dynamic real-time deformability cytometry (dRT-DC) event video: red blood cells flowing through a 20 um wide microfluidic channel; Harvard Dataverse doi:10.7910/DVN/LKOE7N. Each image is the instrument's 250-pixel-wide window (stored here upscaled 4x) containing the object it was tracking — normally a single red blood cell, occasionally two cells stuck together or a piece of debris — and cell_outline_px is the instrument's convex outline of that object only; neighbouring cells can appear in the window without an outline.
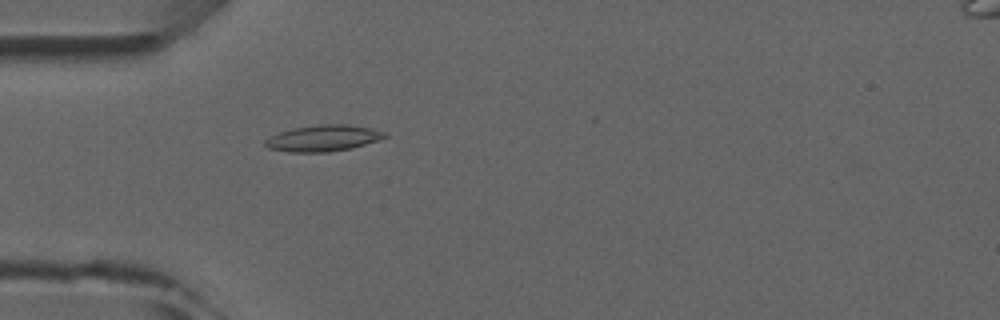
{"species": "common noctule bat (a hibernating species)", "species_latin": "Nyctalus noctula", "temperature_condition": "room temperature", "stored_images_in_passage": 5, "camera_frame_rate_fps": 3000, "um_per_image_px": 0.085, "animal": {"sex": "male", "forearm_length_mm": 52.5}, "frame": {"image": 1, "passage_image": 5, "time_ms": 4.667, "image_size_px": [1000, 320], "cell_outline_px": [[388, 136], [380, 140], [352, 148], [328, 152], [288, 152], [268, 148], [264, 144], [264, 140], [280, 132], [296, 128], [320, 124], [348, 124], [372, 128], [388, 132]], "centroid_in_image_um": [27.54, 11.75], "position_along_channel_um": 57.5, "area_um2": 18.38}}